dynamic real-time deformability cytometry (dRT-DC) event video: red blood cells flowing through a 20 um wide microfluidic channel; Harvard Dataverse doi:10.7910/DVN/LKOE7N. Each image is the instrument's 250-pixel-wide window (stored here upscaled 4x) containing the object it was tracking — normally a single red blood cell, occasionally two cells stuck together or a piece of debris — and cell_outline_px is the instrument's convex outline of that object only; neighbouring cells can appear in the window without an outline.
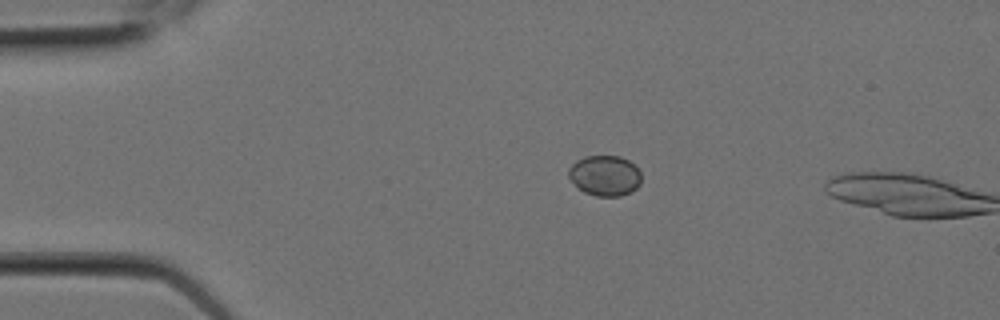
{"species": "Egyptian fruit bat (a non-hibernating species)", "species_latin": "Rousettus aegyptiacus", "temperature_condition": "room temperature", "stored_images_in_passage": 5, "camera_frame_rate_fps": 3000, "um_per_image_px": 0.085, "animal": {"sex": "female"}, "frame": {"image": 1, "passage_image": 4, "time_ms": 1.0, "image_size_px": [1000, 320], "cell_outline_px": [[640, 184], [632, 192], [620, 196], [596, 196], [584, 192], [576, 188], [568, 176], [568, 168], [576, 160], [584, 156], [620, 156], [628, 160], [640, 172]], "centroid_in_image_um": [51.37, 14.93], "position_along_channel_um": 33.6, "area_um2": 17.28}}